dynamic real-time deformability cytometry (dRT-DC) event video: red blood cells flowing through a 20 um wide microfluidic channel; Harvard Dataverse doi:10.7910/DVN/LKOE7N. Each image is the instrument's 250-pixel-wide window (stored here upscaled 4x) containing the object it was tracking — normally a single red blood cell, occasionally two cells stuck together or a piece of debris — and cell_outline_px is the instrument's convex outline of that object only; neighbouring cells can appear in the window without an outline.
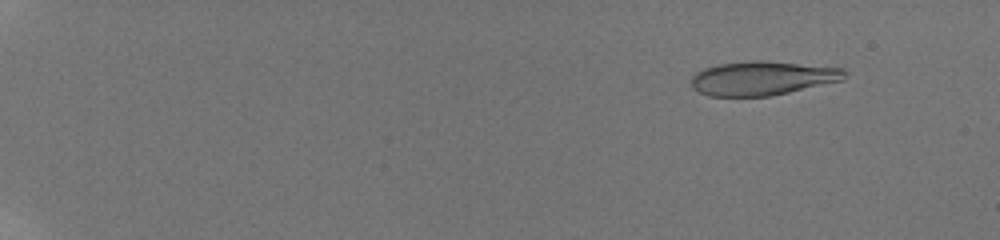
{"species": "human", "species_latin": "Homo sapiens", "temperature_condition": "room temperature", "stored_images_in_passage": 58, "camera_frame_rate_fps": 3000, "um_per_image_px": 0.085, "donor": {"sex": "male"}, "frame": {"image": 1, "passage_image": 8, "time_ms": 2.333, "image_size_px": [1000, 240], "cell_outline_px": [[848, 76], [844, 80], [772, 96], [708, 96], [692, 88], [692, 76], [696, 72], [704, 68], [716, 64], [752, 60], [760, 60], [844, 68], [848, 72]], "centroid_in_image_um": [64.83, 6.64], "position_along_channel_um": 20.2, "area_um2": 30.69}}
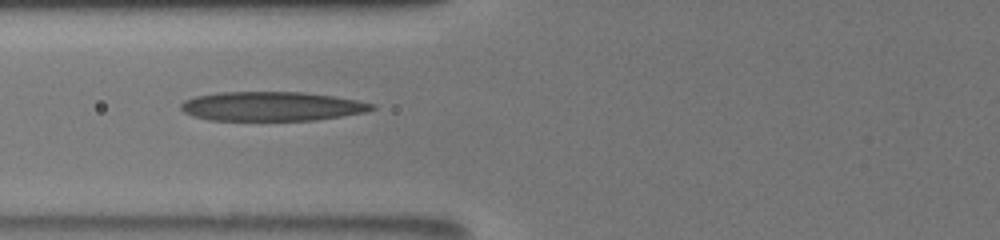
{"frame": {"image": 2, "passage_image": 28, "time_ms": 9.0, "image_size_px": [1000, 240], "cell_outline_px": [[376, 108], [364, 112], [316, 120], [208, 120], [192, 116], [184, 112], [180, 108], [180, 104], [184, 100], [196, 96], [216, 92], [304, 92], [332, 96], [356, 100], [376, 104]], "centroid_in_image_um": [23.06, 9.03], "position_along_channel_um": 102.7, "area_um2": 32.54}}
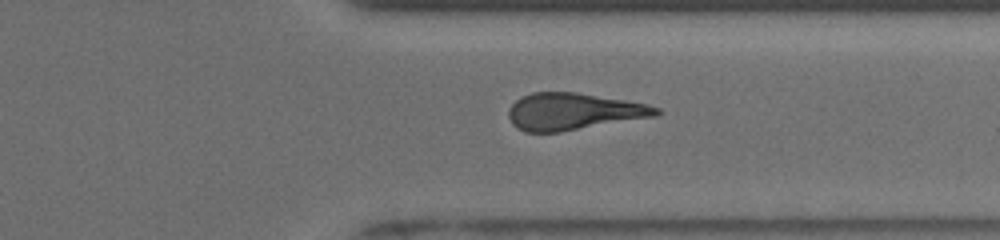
{"frame": {"image": 3, "passage_image": 48, "time_ms": 15.667, "image_size_px": [1000, 240], "cell_outline_px": [[660, 112], [656, 116], [560, 132], [524, 132], [516, 128], [512, 124], [508, 116], [508, 108], [520, 96], [532, 92], [576, 92], [648, 104], [660, 108]], "centroid_in_image_um": [48.7, 9.48], "position_along_channel_um": 362.7, "area_um2": 31.85}, "authors_computed_cell_mechanics": {"area_um2": 31.79, "velocity_mm_per_s": 3.895, "shape_relaxation_time_tau1_ms": 7.6893, "shape_relaxation_time_tau2_ms": 4.696, "deformation_change_tau1": 0.2383, "deformation_change_tau2": 0.187}}